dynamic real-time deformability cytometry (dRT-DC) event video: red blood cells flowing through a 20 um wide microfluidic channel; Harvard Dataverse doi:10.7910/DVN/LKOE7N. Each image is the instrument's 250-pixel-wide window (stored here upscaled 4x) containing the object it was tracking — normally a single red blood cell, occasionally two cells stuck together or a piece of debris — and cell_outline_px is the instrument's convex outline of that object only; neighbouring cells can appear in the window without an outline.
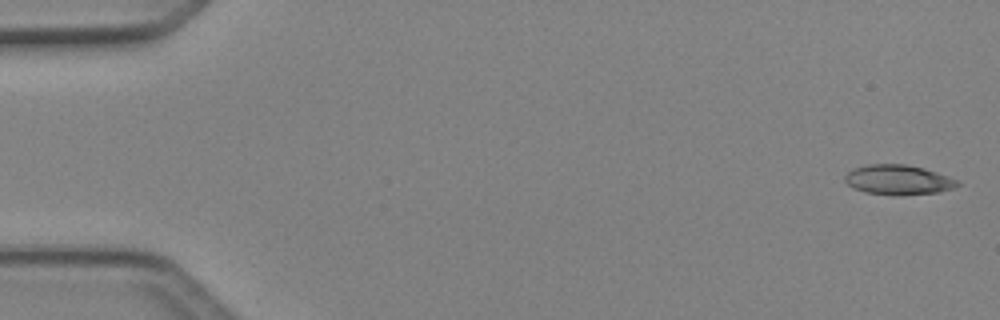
{"species": "Egyptian fruit bat (a non-hibernating species)", "species_latin": "Rousettus aegyptiacus", "temperature_condition": "cold", "stored_images_in_passage": 48, "camera_frame_rate_fps": 3000, "um_per_image_px": 0.085, "animal": {"sex": "female"}, "frame": {"image": 1, "passage_image": 1, "time_ms": 0.0, "image_size_px": [1000, 320], "cell_outline_px": [[960, 184], [956, 188], [940, 192], [904, 196], [892, 196], [864, 192], [852, 188], [844, 180], [844, 176], [848, 172], [856, 168], [868, 164], [908, 164], [924, 168], [960, 180]], "centroid_in_image_um": [76.39, 15.31], "position_along_channel_um": 8.6, "area_um2": 20.06}}
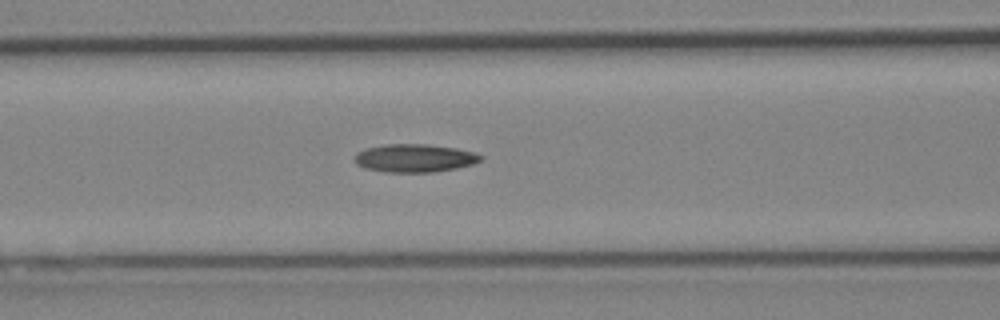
{"frame": {"image": 2, "passage_image": 20, "time_ms": 6.333, "image_size_px": [1000, 320], "cell_outline_px": [[484, 160], [476, 164], [456, 168], [432, 172], [384, 172], [364, 168], [356, 164], [352, 156], [356, 152], [364, 148], [384, 144], [428, 144], [456, 148], [476, 152], [484, 156]], "centroid_in_image_um": [35.25, 13.43], "position_along_channel_um": 131.4, "area_um2": 21.15}}
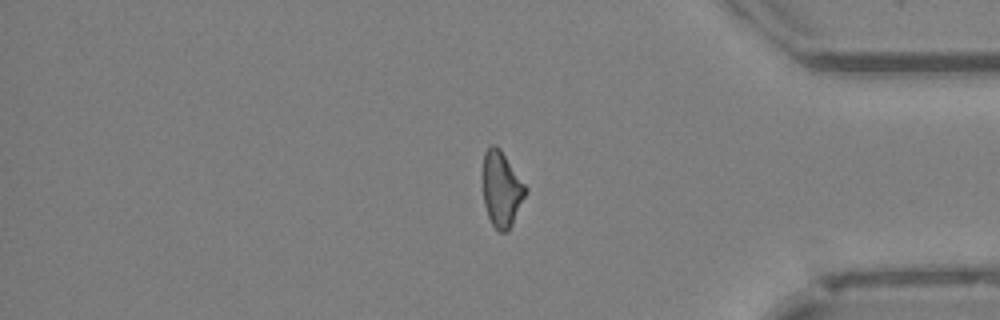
{"frame": {"image": 3, "passage_image": 40, "time_ms": 13.0, "image_size_px": [1000, 320], "cell_outline_px": [[528, 192], [508, 232], [500, 232], [492, 224], [488, 216], [484, 204], [484, 152], [492, 144], [496, 144], [500, 148], [528, 188]], "centroid_in_image_um": [42.66, 16.08], "position_along_channel_um": 392.5, "area_um2": 18.73}, "authors_computed_cell_mechanics": {"area_um2": 19.5075, "velocity_mm_per_s": 4.2506, "shape_relaxation_time_tau1_ms": null, "shape_relaxation_time_tau2_ms": 6.4898, "deformation_change_tau1": null, "deformation_change_tau2": 0.1777}}